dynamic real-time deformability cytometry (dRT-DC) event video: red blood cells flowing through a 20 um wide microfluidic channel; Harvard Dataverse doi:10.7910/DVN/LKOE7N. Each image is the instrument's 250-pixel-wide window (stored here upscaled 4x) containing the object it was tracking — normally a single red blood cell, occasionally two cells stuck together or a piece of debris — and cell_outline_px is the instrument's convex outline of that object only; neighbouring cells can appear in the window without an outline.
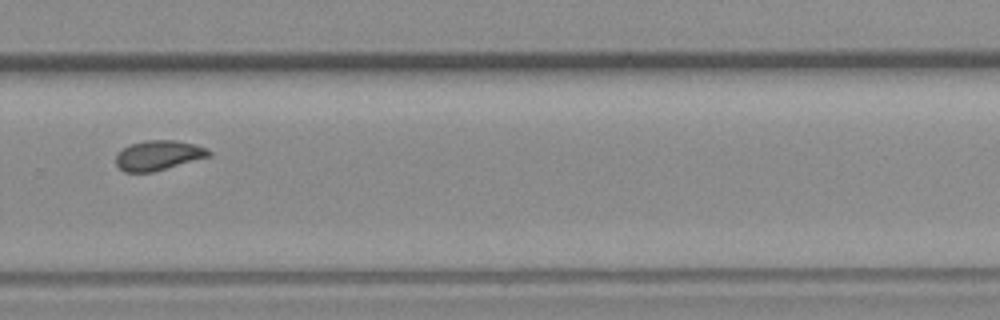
{"species": "common noctule bat (a hibernating species)", "species_latin": "Nyctalus noctula", "temperature_condition": "room temperature", "stored_images_in_passage": 13, "camera_frame_rate_fps": 3000, "um_per_image_px": 0.085, "animal": {"sex": "female", "body_mass_g": 19.3, "forearm_length_mm": 54.1}, "frame": {"image": 1, "passage_image": 8, "time_ms": 9.333, "image_size_px": [1000, 320], "cell_outline_px": [[212, 156], [152, 172], [124, 172], [116, 164], [116, 156], [124, 148], [132, 144], [144, 140], [176, 140], [196, 144], [208, 148], [212, 152]], "centroid_in_image_um": [13.52, 13.2], "position_along_channel_um": 316.3, "area_um2": 16.18}}